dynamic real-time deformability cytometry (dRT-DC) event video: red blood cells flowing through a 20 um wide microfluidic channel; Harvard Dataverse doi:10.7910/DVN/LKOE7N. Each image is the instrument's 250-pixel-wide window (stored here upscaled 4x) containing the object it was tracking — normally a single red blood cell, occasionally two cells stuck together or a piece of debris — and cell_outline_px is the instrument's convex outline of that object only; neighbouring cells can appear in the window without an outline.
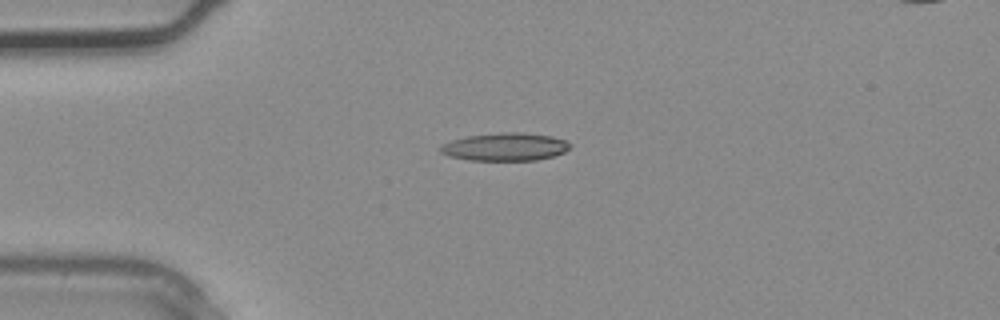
{"species": "common noctule bat (a hibernating species)", "species_latin": "Nyctalus noctula", "temperature_condition": "warm", "stored_images_in_passage": 4, "camera_frame_rate_fps": 3000, "um_per_image_px": 0.085, "animal": {"sex": "male", "body_mass_g": 20.4}, "frame": {"image": 1, "passage_image": 4, "time_ms": 1.0, "image_size_px": [1000, 320], "cell_outline_px": [[572, 144], [564, 152], [552, 156], [536, 160], [468, 160], [448, 156], [440, 152], [440, 144], [452, 140], [468, 136], [500, 132], [524, 132], [552, 136], [564, 140]], "centroid_in_image_um": [42.91, 12.47], "position_along_channel_um": 42.1, "area_um2": 21.1}}